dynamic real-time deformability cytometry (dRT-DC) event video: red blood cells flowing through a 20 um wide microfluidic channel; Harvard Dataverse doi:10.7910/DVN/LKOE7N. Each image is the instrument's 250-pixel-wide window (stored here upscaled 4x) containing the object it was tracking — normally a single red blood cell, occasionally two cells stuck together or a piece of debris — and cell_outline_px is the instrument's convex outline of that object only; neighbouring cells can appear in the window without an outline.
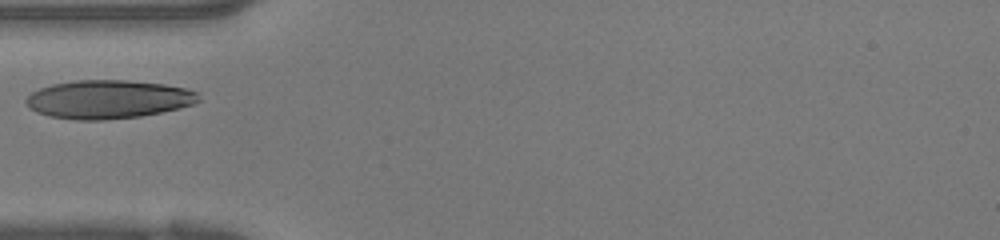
{"species": "human", "species_latin": "Homo sapiens", "temperature_condition": "warm", "stored_images_in_passage": 21, "camera_frame_rate_fps": 3000, "um_per_image_px": 0.085, "donor": {"sex": "female"}, "frame": {"image": 1, "passage_image": 1, "time_ms": 0.0, "image_size_px": [1000, 240], "cell_outline_px": [[200, 100], [196, 104], [180, 108], [140, 116], [100, 120], [76, 120], [48, 116], [36, 112], [28, 108], [24, 100], [32, 92], [40, 88], [52, 84], [76, 80], [128, 80], [164, 84], [184, 88], [196, 92]], "centroid_in_image_um": [9.17, 8.44], "position_along_channel_um": 75.8, "area_um2": 38.78}}
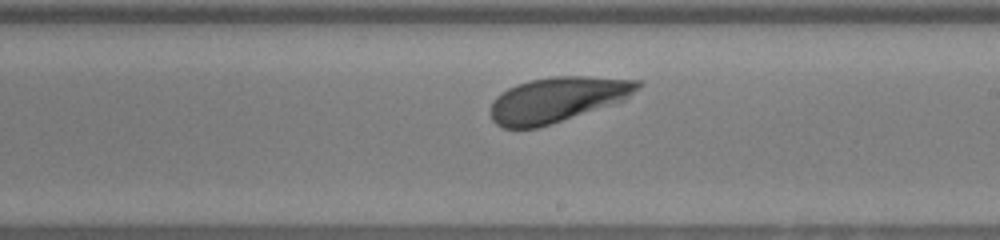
{"frame": {"image": 2, "passage_image": 11, "time_ms": 3.333, "image_size_px": [1000, 240], "cell_outline_px": [[644, 84], [640, 88], [624, 100], [536, 128], [504, 128], [496, 124], [492, 120], [488, 112], [492, 100], [496, 96], [508, 88], [516, 84], [532, 80], [552, 76], [588, 76], [640, 80]], "centroid_in_image_um": [47.34, 8.45], "position_along_channel_um": 241.7, "area_um2": 38.55}}
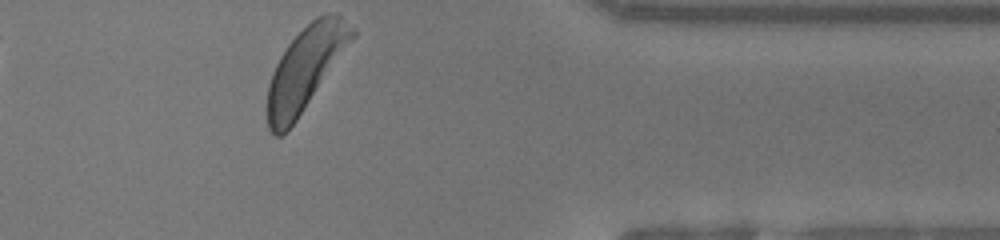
{"frame": {"image": 3, "passage_image": 21, "time_ms": 6.667, "image_size_px": [1000, 240], "cell_outline_px": [[356, 36], [296, 120], [280, 136], [276, 136], [268, 128], [268, 84], [272, 72], [280, 56], [288, 44], [316, 16], [324, 12], [336, 12], [356, 32]], "centroid_in_image_um": [25.97, 5.79], "position_along_channel_um": 385.4, "area_um2": 40.23}}